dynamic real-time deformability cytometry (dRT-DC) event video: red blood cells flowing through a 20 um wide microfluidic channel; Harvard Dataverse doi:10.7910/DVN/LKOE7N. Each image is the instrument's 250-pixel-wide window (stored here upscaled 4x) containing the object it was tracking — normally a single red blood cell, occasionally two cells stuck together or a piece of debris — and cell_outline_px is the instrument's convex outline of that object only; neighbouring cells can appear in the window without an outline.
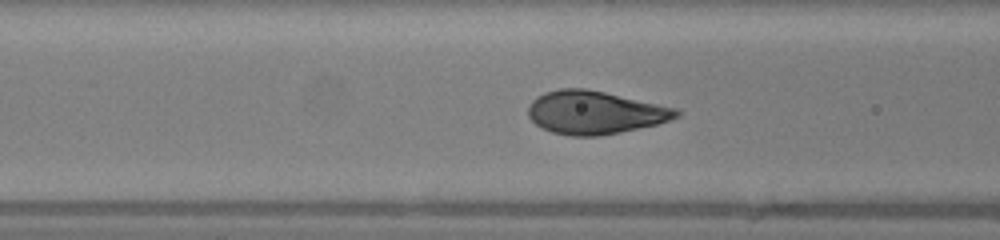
{"species": "human", "species_latin": "Homo sapiens", "temperature_condition": "warm", "stored_images_in_passage": 48, "camera_frame_rate_fps": 3000, "um_per_image_px": 0.085, "donor": {"sex": "female"}, "frame": {"image": 1, "passage_image": 18, "time_ms": 5.667, "image_size_px": [1000, 240], "cell_outline_px": [[680, 116], [656, 124], [620, 132], [600, 136], [572, 136], [552, 132], [536, 124], [528, 116], [528, 108], [532, 100], [536, 96], [544, 92], [560, 88], [584, 88], [604, 92], [676, 108], [680, 112]], "centroid_in_image_um": [50.53, 9.56], "position_along_channel_um": 116.1, "area_um2": 36.93}}
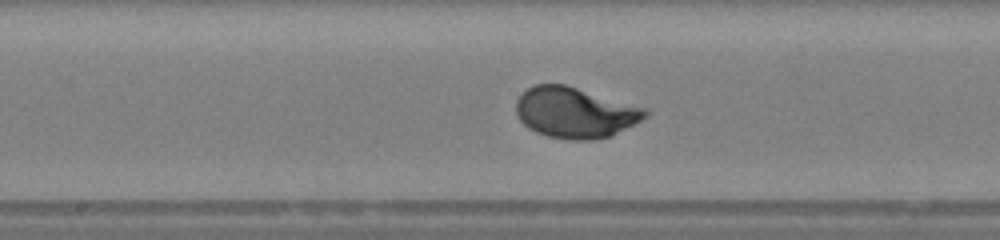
{"frame": {"image": 2, "passage_image": 24, "time_ms": 7.667, "image_size_px": [1000, 240], "cell_outline_px": [[648, 116], [612, 136], [592, 140], [572, 140], [548, 136], [536, 132], [528, 128], [520, 120], [516, 112], [516, 100], [528, 88], [536, 84], [564, 84], [644, 108], [648, 112]], "centroid_in_image_um": [48.85, 9.58], "position_along_channel_um": 199.3, "area_um2": 37.74}}
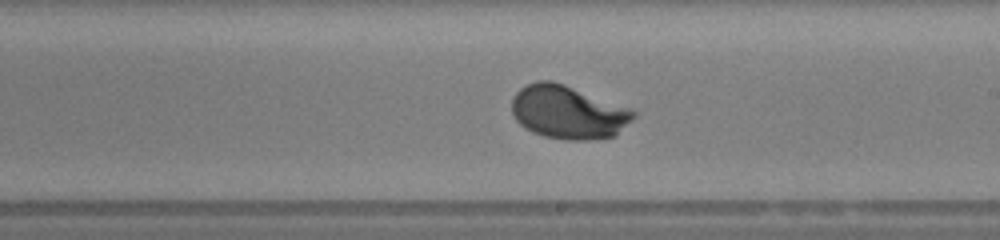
{"frame": {"image": 3, "passage_image": 27, "time_ms": 8.667, "image_size_px": [1000, 240], "cell_outline_px": [[636, 116], [616, 136], [588, 140], [568, 140], [544, 136], [532, 132], [520, 124], [516, 120], [512, 112], [512, 96], [520, 88], [536, 80], [552, 80], [564, 84], [632, 108], [636, 112]], "centroid_in_image_um": [48.31, 9.53], "position_along_channel_um": 240.7, "area_um2": 38.15}, "authors_computed_cell_mechanics": {"area_um2": 36.9342, "velocity_mm_per_s": 4.1692, "shape_relaxation_time_tau1_ms": 2.469, "shape_relaxation_time_tau2_ms": null, "deformation_change_tau1": 0.1812, "deformation_change_tau2": null}}